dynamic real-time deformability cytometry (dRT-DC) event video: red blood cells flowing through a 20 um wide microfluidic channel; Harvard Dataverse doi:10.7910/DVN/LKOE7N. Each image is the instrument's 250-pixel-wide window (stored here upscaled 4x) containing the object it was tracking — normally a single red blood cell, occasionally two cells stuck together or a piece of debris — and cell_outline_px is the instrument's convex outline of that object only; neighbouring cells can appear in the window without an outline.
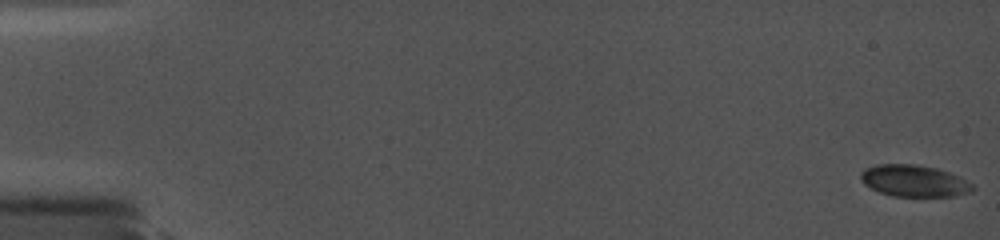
{"species": "common noctule bat (a hibernating species)", "species_latin": "Nyctalus noctula", "temperature_condition": "cold", "stored_images_in_passage": 20, "camera_frame_rate_fps": 5000, "um_per_image_px": 0.085, "animal": {"sex": "female", "body_mass_g": 19.0, "forearm_length_mm": 56.7}, "frame": {"image": 1, "passage_image": 1, "time_ms": 0.0, "image_size_px": [1000, 240], "cell_outline_px": [[976, 188], [972, 192], [952, 196], [892, 196], [880, 192], [864, 184], [860, 180], [860, 172], [864, 168], [876, 164], [916, 164], [936, 168], [948, 172], [972, 184]], "centroid_in_image_um": [77.66, 15.37], "position_along_channel_um": 7.3, "area_um2": 20.63}}
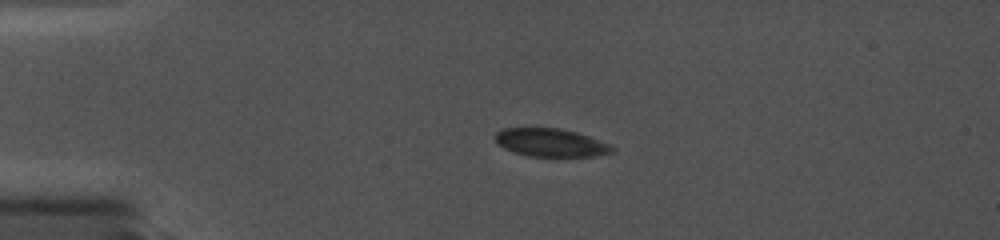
{"frame": {"image": 2, "passage_image": 14, "time_ms": 4.2, "image_size_px": [1000, 240], "cell_outline_px": [[616, 152], [596, 156], [528, 156], [512, 152], [504, 148], [496, 140], [496, 132], [504, 128], [560, 128], [576, 132], [588, 136], [608, 144], [616, 148]], "centroid_in_image_um": [46.84, 12.13], "position_along_channel_um": 38.2, "area_um2": 19.07}}